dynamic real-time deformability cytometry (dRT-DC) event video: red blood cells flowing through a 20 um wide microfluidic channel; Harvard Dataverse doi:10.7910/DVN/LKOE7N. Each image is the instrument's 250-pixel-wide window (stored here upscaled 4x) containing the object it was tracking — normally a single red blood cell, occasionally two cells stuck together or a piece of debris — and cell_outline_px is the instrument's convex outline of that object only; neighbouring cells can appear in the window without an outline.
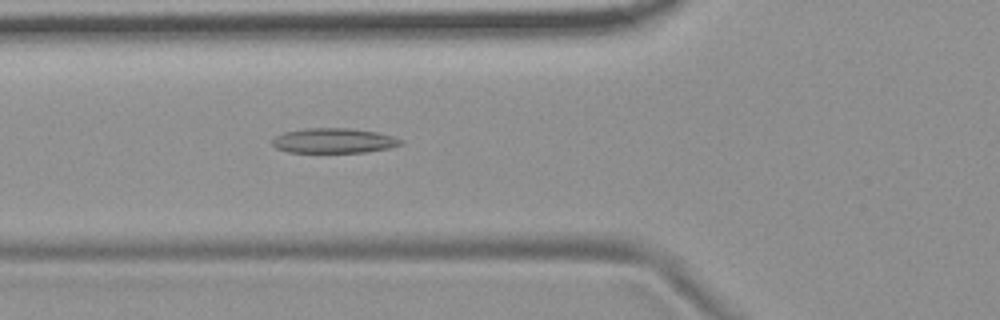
{"species": "common noctule bat (a hibernating species)", "species_latin": "Nyctalus noctula", "temperature_condition": "room temperature", "stored_images_in_passage": 54, "camera_frame_rate_fps": 3000, "um_per_image_px": 0.085, "animal": {"sex": "female", "body_mass_g": 19.9}, "frame": {"image": 1, "passage_image": 20, "time_ms": 6.333, "image_size_px": [1000, 320], "cell_outline_px": [[404, 144], [388, 148], [364, 152], [288, 152], [276, 148], [272, 144], [272, 140], [276, 136], [284, 132], [308, 128], [348, 128], [376, 132], [392, 136], [404, 140]], "centroid_in_image_um": [28.38, 11.96], "position_along_channel_um": 97.4, "area_um2": 18.55}}
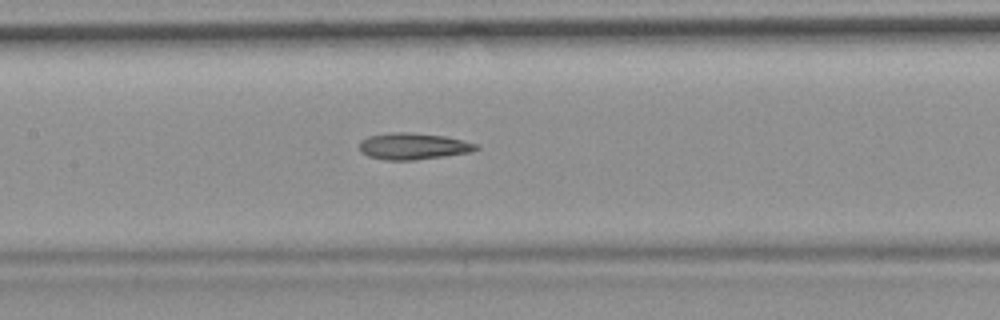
{"frame": {"image": 2, "passage_image": 26, "time_ms": 8.333, "image_size_px": [1000, 320], "cell_outline_px": [[480, 148], [472, 152], [444, 156], [412, 160], [384, 160], [368, 156], [360, 152], [360, 140], [368, 136], [388, 132], [412, 132], [444, 136], [480, 144]], "centroid_in_image_um": [35.13, 12.42], "position_along_channel_um": 172.3, "area_um2": 18.26}}
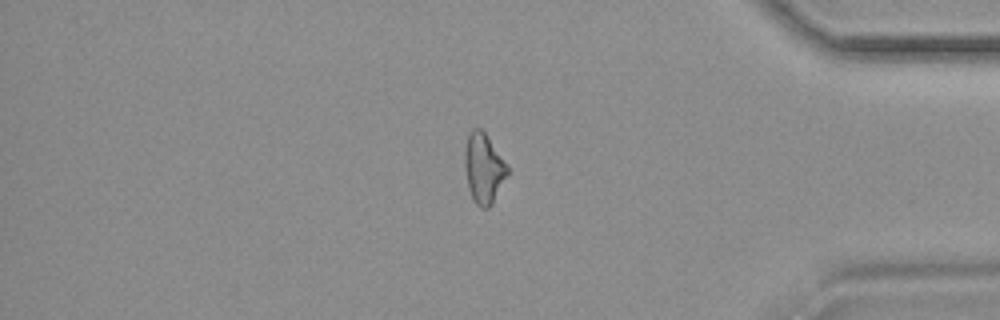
{"frame": {"image": 3, "passage_image": 46, "time_ms": 15.0, "image_size_px": [1000, 320], "cell_outline_px": [[508, 172], [492, 204], [488, 208], [480, 208], [476, 204], [468, 188], [464, 168], [464, 152], [468, 132], [472, 128], [480, 128], [484, 132], [508, 164]], "centroid_in_image_um": [41.09, 14.28], "position_along_channel_um": 394.1, "area_um2": 17.46}, "authors_computed_cell_mechanics": {"area_um2": 18.2359, "velocity_mm_per_s": 3.7177, "shape_relaxation_time_tau1_ms": null, "shape_relaxation_time_tau2_ms": 6.6666, "deformation_change_tau1": null, "deformation_change_tau2": 0.1881}}